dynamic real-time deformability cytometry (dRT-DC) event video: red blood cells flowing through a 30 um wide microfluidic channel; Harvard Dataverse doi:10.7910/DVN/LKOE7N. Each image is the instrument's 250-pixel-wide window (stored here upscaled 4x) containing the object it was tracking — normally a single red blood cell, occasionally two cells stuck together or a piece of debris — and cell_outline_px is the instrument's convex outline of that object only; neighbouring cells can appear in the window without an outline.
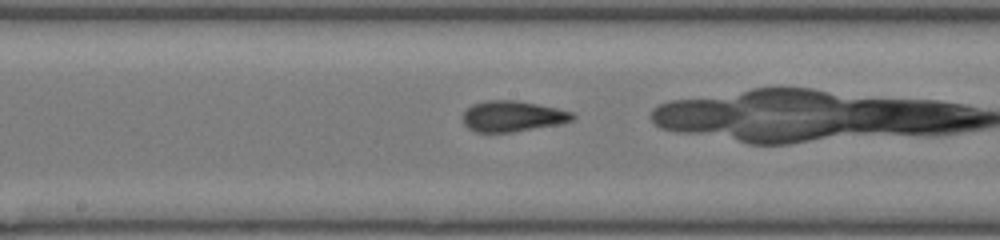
{"species": "common noctule bat (a hibernating species)", "species_latin": "Nyctalus noctula", "temperature_condition": "room temperature", "stored_images_in_passage": 35, "camera_frame_rate_fps": 3000, "um_per_image_px": 0.085, "animal": {"sex": "female", "body_mass_g": 17.0, "forearm_length_mm": 48.0}, "frame": {"image": 1, "passage_image": 22, "time_ms": 7.0, "image_size_px": [1000, 240], "cell_outline_px": [[576, 116], [572, 120], [560, 124], [512, 132], [476, 132], [468, 128], [464, 124], [464, 112], [472, 104], [488, 100], [516, 100], [556, 108], [572, 112]], "centroid_in_image_um": [43.57, 9.88], "position_along_channel_um": 204.6, "area_um2": 19.54}}
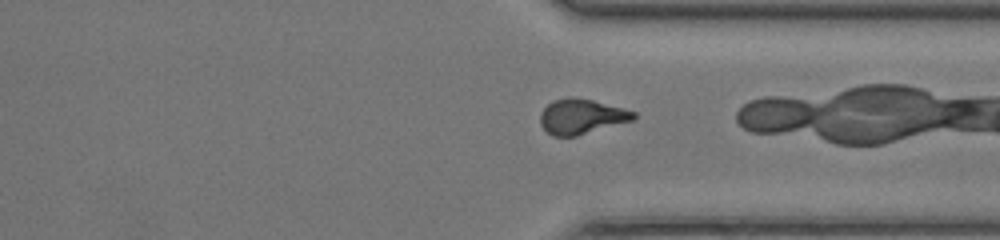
{"frame": {"image": 2, "passage_image": 33, "time_ms": 10.667, "image_size_px": [1000, 240], "cell_outline_px": [[636, 116], [632, 120], [576, 136], [552, 136], [540, 124], [540, 112], [552, 100], [592, 100], [624, 108], [636, 112]], "centroid_in_image_um": [49.42, 9.94], "position_along_channel_um": 362.0, "area_um2": 18.38}, "authors_computed_cell_mechanics": {"area_um2": 19.8832, "velocity_mm_per_s": 4.2979, "shape_relaxation_time_tau1_ms": 8.0017, "shape_relaxation_time_tau2_ms": 1.7744, "deformation_change_tau1": 0.1966, "deformation_change_tau2": 0.056}}